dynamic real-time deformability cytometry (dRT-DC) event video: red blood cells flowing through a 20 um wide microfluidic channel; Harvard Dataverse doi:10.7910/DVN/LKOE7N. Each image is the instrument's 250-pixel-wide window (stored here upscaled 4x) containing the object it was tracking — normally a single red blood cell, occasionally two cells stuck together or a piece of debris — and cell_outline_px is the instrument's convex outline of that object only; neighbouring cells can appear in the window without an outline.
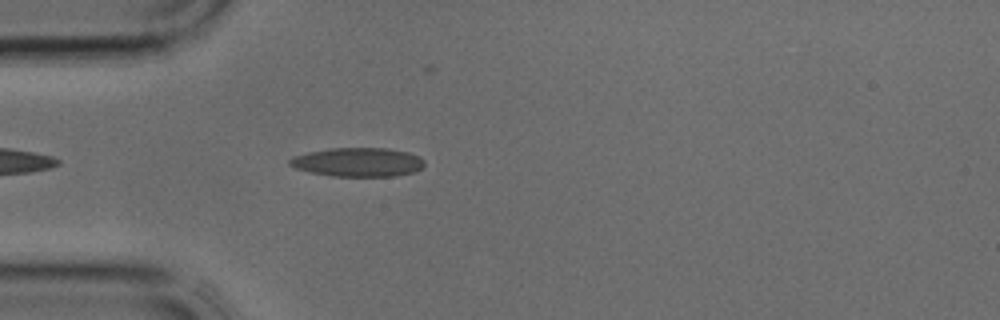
{"species": "common noctule bat (a hibernating species)", "species_latin": "Nyctalus noctula", "temperature_condition": "cold", "stored_images_in_passage": 31, "camera_frame_rate_fps": 3000, "um_per_image_px": 0.085, "animal": {"sex": "male", "body_mass_g": 17.9, "forearm_length_mm": 54.2}, "frame": {"image": 1, "passage_image": 3, "time_ms": 0.667, "image_size_px": [1000, 320], "cell_outline_px": [[424, 164], [416, 172], [396, 176], [332, 176], [312, 172], [296, 168], [288, 164], [288, 160], [292, 156], [308, 152], [332, 148], [388, 148], [408, 152], [420, 156], [424, 160]], "centroid_in_image_um": [30.44, 13.78], "position_along_channel_um": 54.6, "area_um2": 22.77}}
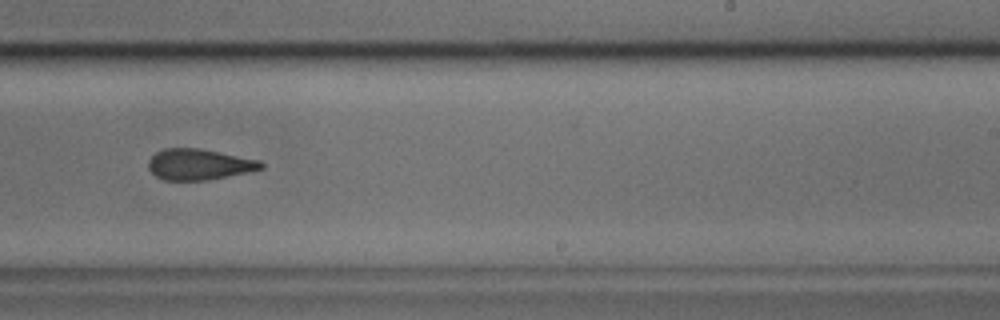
{"frame": {"image": 2, "passage_image": 16, "time_ms": 5.0, "image_size_px": [1000, 320], "cell_outline_px": [[264, 168], [248, 172], [204, 180], [164, 180], [156, 176], [148, 168], [148, 160], [156, 152], [164, 148], [200, 148], [260, 160], [264, 164]], "centroid_in_image_um": [16.91, 13.96], "position_along_channel_um": 272.1, "area_um2": 20.23}}
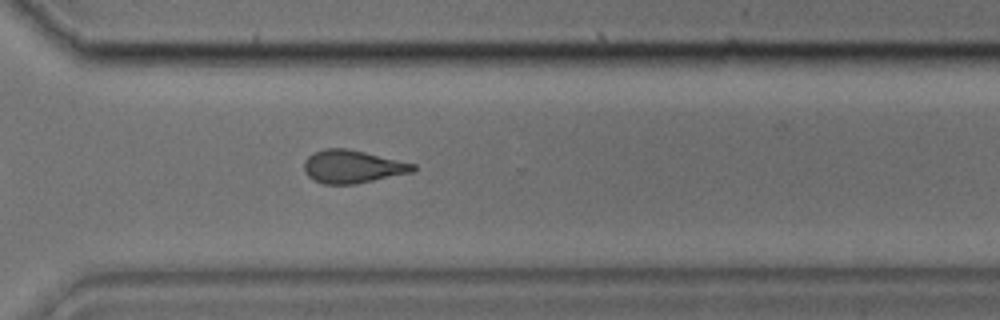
{"frame": {"image": 3, "passage_image": 20, "time_ms": 6.333, "image_size_px": [1000, 320], "cell_outline_px": [[416, 168], [412, 172], [356, 184], [324, 184], [312, 180], [304, 172], [304, 160], [308, 156], [324, 148], [344, 148], [364, 152], [416, 164]], "centroid_in_image_um": [29.93, 14.17], "position_along_channel_um": 340.7, "area_um2": 20.87}}